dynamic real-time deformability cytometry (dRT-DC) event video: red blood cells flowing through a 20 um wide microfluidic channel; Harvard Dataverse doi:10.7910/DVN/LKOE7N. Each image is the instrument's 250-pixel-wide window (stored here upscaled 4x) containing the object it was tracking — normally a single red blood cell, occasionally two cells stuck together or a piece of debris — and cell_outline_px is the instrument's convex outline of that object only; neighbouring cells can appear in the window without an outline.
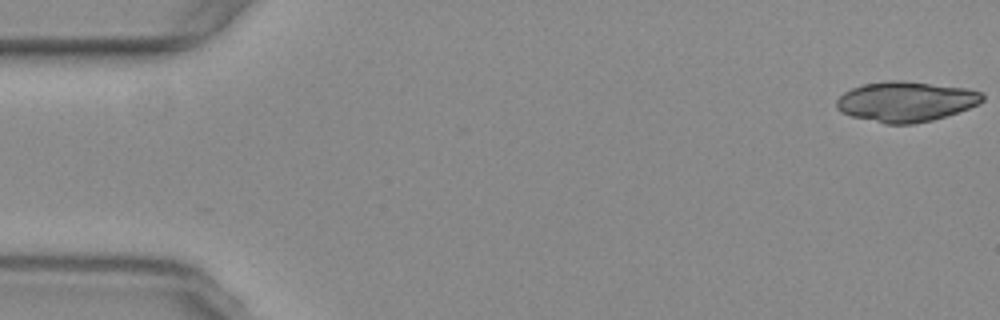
{"species": "common noctule bat (a hibernating species)", "species_latin": "Nyctalus noctula", "temperature_condition": "warm", "stored_images_in_passage": 54, "camera_frame_rate_fps": 3000, "um_per_image_px": 0.085, "animal": {"sex": "female", "body_mass_g": 29.2, "forearm_length_mm": 56.3}, "frame": {"image": 1, "passage_image": 1, "time_ms": 0.0, "image_size_px": [1000, 320], "cell_outline_px": [[984, 100], [980, 104], [932, 120], [912, 124], [884, 124], [852, 116], [840, 112], [836, 108], [836, 100], [844, 92], [852, 88], [864, 84], [888, 80], [904, 80], [968, 88], [984, 92]], "centroid_in_image_um": [77.01, 8.62], "position_along_channel_um": 8.0, "area_um2": 34.39}}
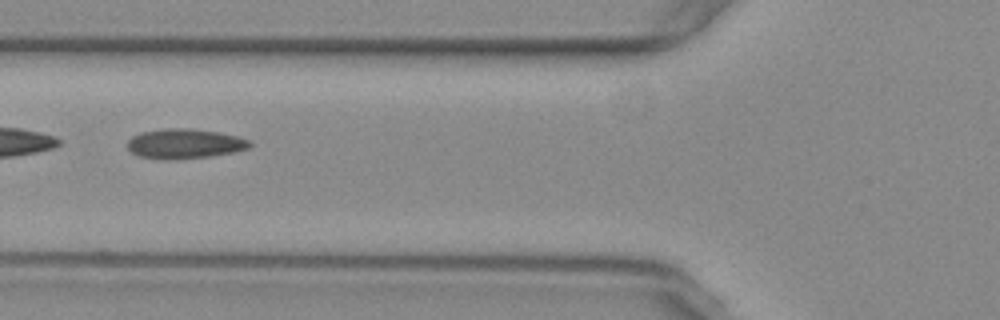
{"frame": {"image": 2, "passage_image": 21, "time_ms": 6.667, "image_size_px": [1000, 320], "cell_outline_px": [[252, 144], [248, 148], [236, 152], [212, 156], [176, 160], [172, 160], [140, 156], [132, 152], [128, 148], [128, 140], [132, 136], [140, 132], [164, 128], [188, 128], [220, 132], [236, 136], [248, 140]], "centroid_in_image_um": [15.7, 12.21], "position_along_channel_um": 110.1, "area_um2": 21.33}}
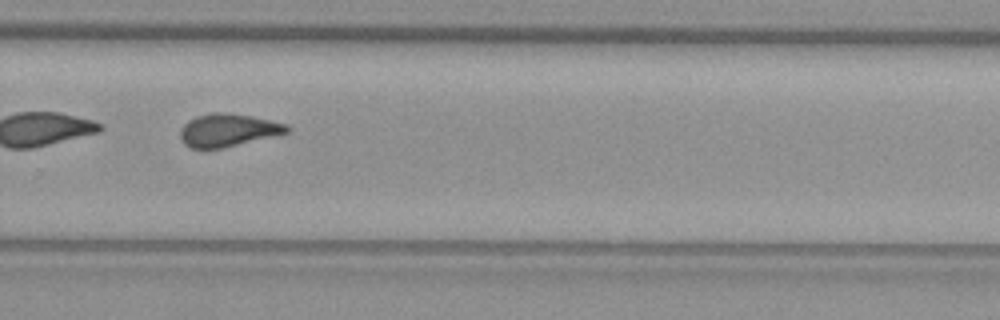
{"frame": {"image": 3, "passage_image": 37, "time_ms": 12.0, "image_size_px": [1000, 320], "cell_outline_px": [[288, 132], [224, 148], [192, 148], [184, 144], [180, 140], [180, 128], [188, 120], [196, 116], [212, 112], [220, 112], [248, 116], [288, 124]], "centroid_in_image_um": [19.31, 11.07], "position_along_channel_um": 310.5, "area_um2": 20.11}, "authors_computed_cell_mechanics": {"area_um2": 21.1837, "velocity_mm_per_s": 3.7669, "shape_relaxation_time_tau1_ms": null, "shape_relaxation_time_tau2_ms": 1.7575, "deformation_change_tau1": null, "deformation_change_tau2": 0.0944}}